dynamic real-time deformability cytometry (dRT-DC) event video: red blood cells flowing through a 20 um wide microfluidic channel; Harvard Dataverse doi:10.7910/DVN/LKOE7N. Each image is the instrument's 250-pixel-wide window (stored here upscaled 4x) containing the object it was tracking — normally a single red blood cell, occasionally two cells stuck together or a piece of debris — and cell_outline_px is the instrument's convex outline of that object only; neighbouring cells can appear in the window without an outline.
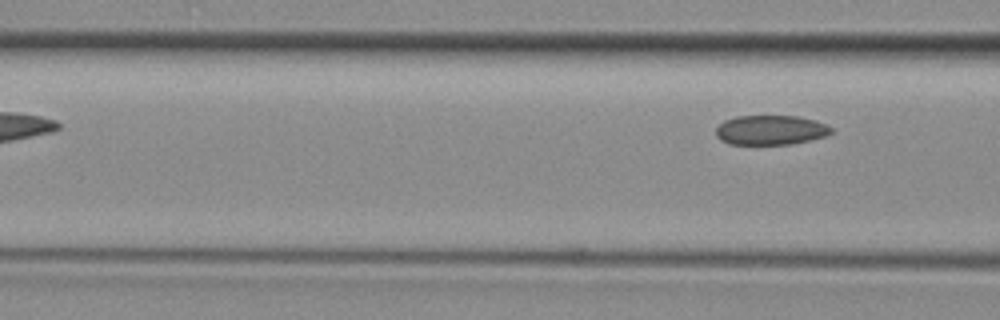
{"species": "common noctule bat (a hibernating species)", "species_latin": "Nyctalus noctula", "temperature_condition": "room temperature", "stored_images_in_passage": 3, "camera_frame_rate_fps": 3000, "um_per_image_px": 0.085, "animal": {"sex": "female", "body_mass_g": 29.2, "forearm_length_mm": 56.3}, "frame": {"image": 1, "passage_image": 3, "time_ms": 0.667, "image_size_px": [1000, 320], "cell_outline_px": [[832, 132], [824, 136], [792, 144], [728, 144], [720, 140], [716, 136], [716, 128], [724, 120], [736, 116], [796, 116], [816, 120], [828, 124], [832, 128]], "centroid_in_image_um": [65.49, 11.05], "position_along_channel_um": 101.1, "area_um2": 19.94}}